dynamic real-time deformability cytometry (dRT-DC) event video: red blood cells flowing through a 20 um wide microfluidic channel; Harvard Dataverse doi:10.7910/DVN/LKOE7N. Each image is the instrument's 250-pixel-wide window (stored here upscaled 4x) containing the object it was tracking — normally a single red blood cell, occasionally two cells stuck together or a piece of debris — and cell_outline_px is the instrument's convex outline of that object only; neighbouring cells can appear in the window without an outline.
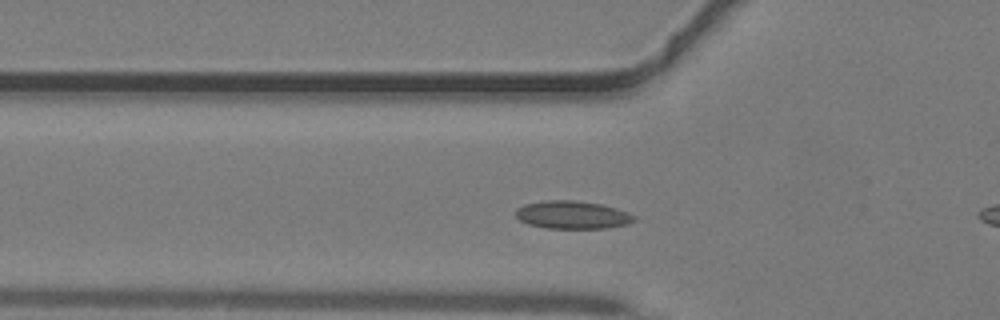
{"species": "common noctule bat (a hibernating species)", "species_latin": "Nyctalus noctula", "temperature_condition": "warm", "stored_images_in_passage": 13, "camera_frame_rate_fps": 3000, "um_per_image_px": 0.085, "animal": {"sex": "male", "body_mass_g": 19.2, "forearm_length_mm": 51.8}, "frame": {"image": 1, "passage_image": 11, "time_ms": 3.333, "image_size_px": [1000, 320], "cell_outline_px": [[636, 220], [628, 224], [604, 228], [548, 228], [528, 224], [520, 220], [516, 216], [516, 208], [524, 204], [544, 200], [576, 200], [600, 204], [616, 208], [628, 212], [636, 216]], "centroid_in_image_um": [48.65, 18.25], "position_along_channel_um": 77.1, "area_um2": 19.31}}